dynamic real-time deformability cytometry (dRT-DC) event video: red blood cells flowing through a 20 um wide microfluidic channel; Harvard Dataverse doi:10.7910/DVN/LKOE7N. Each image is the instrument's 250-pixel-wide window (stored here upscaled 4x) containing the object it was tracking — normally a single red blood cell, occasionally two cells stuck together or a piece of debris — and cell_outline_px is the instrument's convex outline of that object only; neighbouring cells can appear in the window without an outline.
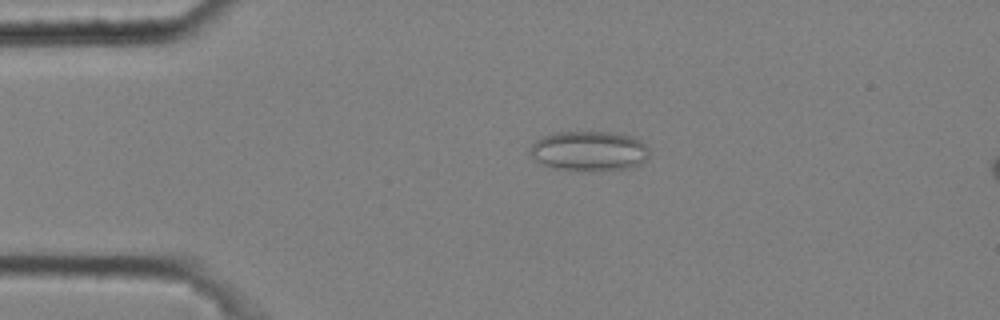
{"species": "common noctule bat (a hibernating species)", "species_latin": "Nyctalus noctula", "temperature_condition": "cold", "stored_images_in_passage": 50, "camera_frame_rate_fps": 3000, "um_per_image_px": 0.085, "animal": {"sex": "male", "body_mass_g": 20.4}, "frame": {"image": 1, "passage_image": 11, "time_ms": 3.333, "image_size_px": [1000, 320], "cell_outline_px": [[648, 156], [640, 164], [628, 168], [592, 172], [588, 172], [556, 168], [544, 164], [536, 160], [528, 152], [528, 148], [536, 140], [552, 132], [608, 132], [632, 136], [640, 140], [648, 148]], "centroid_in_image_um": [50.05, 12.84], "position_along_channel_um": 34.9, "area_um2": 27.92}}
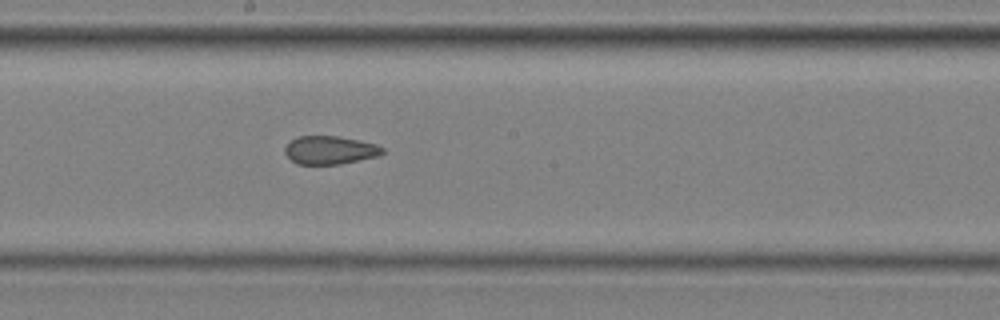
{"frame": {"image": 2, "passage_image": 29, "time_ms": 9.333, "image_size_px": [1000, 320], "cell_outline_px": [[384, 152], [380, 156], [340, 164], [296, 164], [284, 152], [284, 148], [296, 136], [336, 136], [376, 144], [384, 148]], "centroid_in_image_um": [28.05, 12.76], "position_along_channel_um": 220.1, "area_um2": 16.01}}
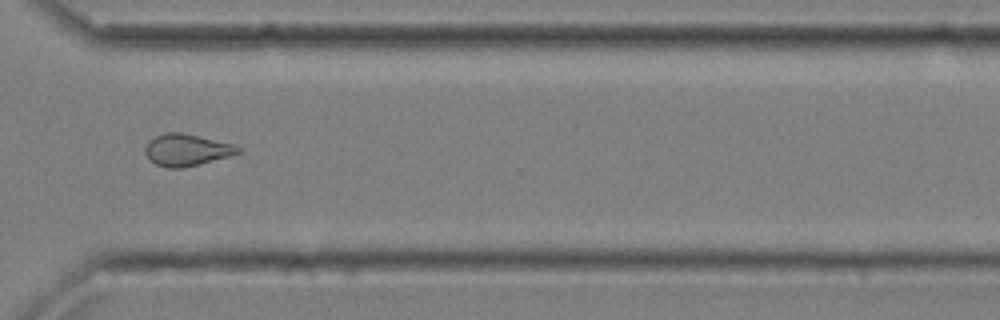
{"frame": {"image": 3, "passage_image": 40, "time_ms": 13.0, "image_size_px": [1000, 320], "cell_outline_px": [[244, 152], [200, 164], [184, 168], [168, 168], [156, 164], [144, 152], [144, 148], [148, 140], [164, 132], [180, 132], [232, 144], [240, 148]], "centroid_in_image_um": [15.85, 12.75], "position_along_channel_um": 354.7, "area_um2": 17.17}, "authors_computed_cell_mechanics": {"area_um2": 17.3978, "velocity_mm_per_s": 3.6583, "shape_relaxation_time_tau1_ms": null, "shape_relaxation_time_tau2_ms": 2.0835, "deformation_change_tau1": null, "deformation_change_tau2": 0.0847}}